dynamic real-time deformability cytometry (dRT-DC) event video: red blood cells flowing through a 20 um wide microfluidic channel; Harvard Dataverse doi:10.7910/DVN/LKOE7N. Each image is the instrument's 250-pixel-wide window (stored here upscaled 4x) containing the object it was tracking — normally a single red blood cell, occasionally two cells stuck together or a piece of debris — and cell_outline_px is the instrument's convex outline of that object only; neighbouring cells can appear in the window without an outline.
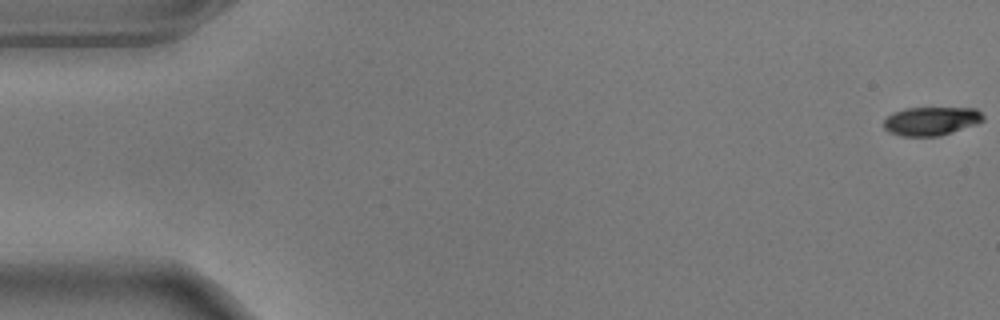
{"species": "common noctule bat (a hibernating species)", "species_latin": "Nyctalus noctula", "temperature_condition": "warm", "stored_images_in_passage": 15, "camera_frame_rate_fps": 3000, "um_per_image_px": 0.085, "animal": {"sex": "male", "body_mass_g": 17.9}, "frame": {"image": 1, "passage_image": 1, "time_ms": 0.0, "image_size_px": [1000, 320], "cell_outline_px": [[984, 120], [976, 124], [940, 136], [900, 136], [888, 132], [884, 128], [884, 120], [892, 112], [904, 108], [976, 108], [984, 116]], "centroid_in_image_um": [79.13, 10.29], "position_along_channel_um": 5.9, "area_um2": 16.65}}
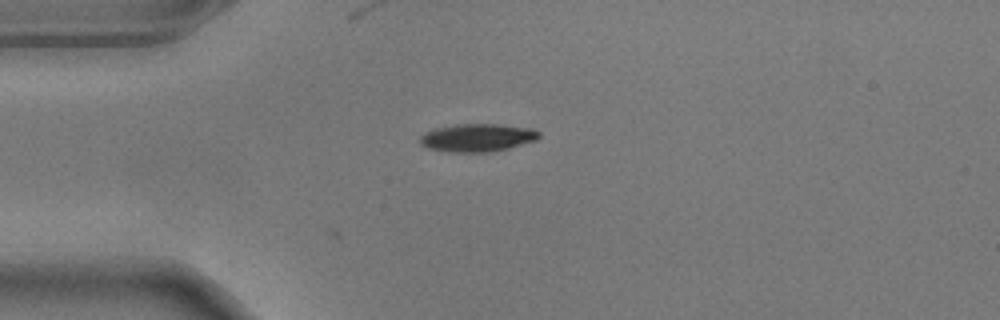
{"frame": {"image": 2, "passage_image": 15, "time_ms": 4.667, "image_size_px": [1000, 320], "cell_outline_px": [[540, 136], [536, 140], [508, 148], [488, 152], [448, 152], [428, 148], [420, 144], [420, 136], [436, 128], [460, 124], [496, 124], [532, 128], [540, 132]], "centroid_in_image_um": [40.59, 11.7], "position_along_channel_um": 44.4, "area_um2": 19.19}}